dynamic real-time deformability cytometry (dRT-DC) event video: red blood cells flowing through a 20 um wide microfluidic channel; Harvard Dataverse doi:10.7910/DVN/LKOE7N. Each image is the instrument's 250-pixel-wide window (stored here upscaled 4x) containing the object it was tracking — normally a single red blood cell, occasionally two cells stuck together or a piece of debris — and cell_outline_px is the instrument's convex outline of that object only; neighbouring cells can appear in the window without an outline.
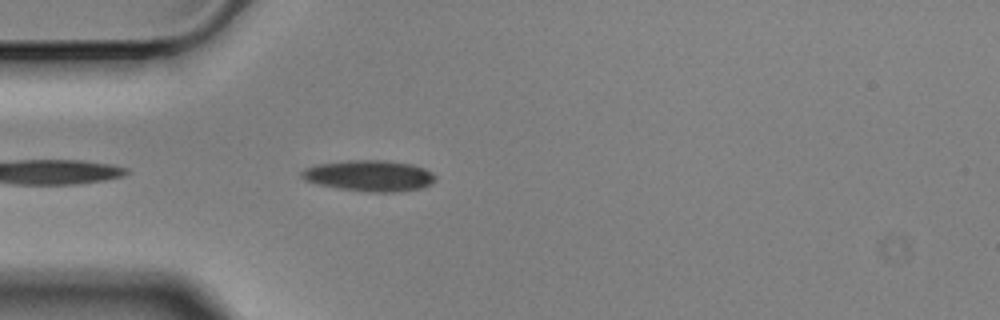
{"species": "Egyptian fruit bat (a non-hibernating species)", "species_latin": "Rousettus aegyptiacus", "temperature_condition": "cold", "stored_images_in_passage": 4, "camera_frame_rate_fps": 3000, "um_per_image_px": 0.085, "animal": {"sex": "male"}, "frame": {"image": 1, "passage_image": 4, "time_ms": 1.0, "image_size_px": [1000, 320], "cell_outline_px": [[436, 180], [432, 184], [420, 188], [396, 192], [372, 192], [340, 188], [320, 184], [304, 180], [300, 176], [300, 172], [304, 168], [316, 164], [348, 160], [388, 160], [412, 164], [424, 168], [432, 172], [436, 176]], "centroid_in_image_um": [31.41, 14.92], "position_along_channel_um": 53.6, "area_um2": 24.28}}